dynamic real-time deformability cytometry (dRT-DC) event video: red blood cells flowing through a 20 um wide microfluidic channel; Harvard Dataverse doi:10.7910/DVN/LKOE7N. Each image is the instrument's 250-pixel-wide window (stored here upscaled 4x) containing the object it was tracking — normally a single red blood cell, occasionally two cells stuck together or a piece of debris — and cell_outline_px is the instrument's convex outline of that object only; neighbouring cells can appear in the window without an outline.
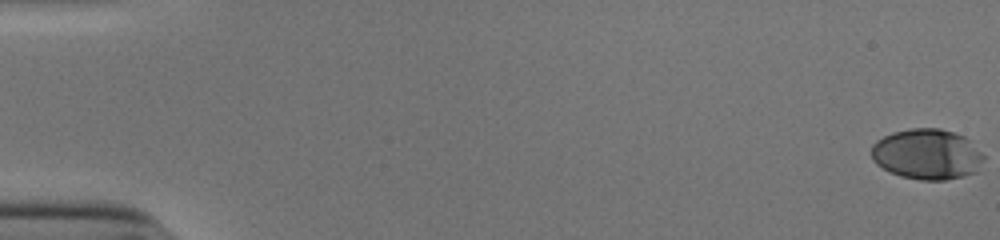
{"species": "human", "species_latin": "Homo sapiens", "temperature_condition": "cold", "stored_images_in_passage": 54, "camera_frame_rate_fps": 3000, "um_per_image_px": 0.085, "donor": {"sex": "male"}, "frame": {"image": 1, "passage_image": 1, "time_ms": 0.0, "image_size_px": [1000, 240], "cell_outline_px": [[984, 160], [976, 172], [964, 176], [944, 180], [920, 180], [900, 176], [876, 164], [872, 160], [872, 144], [876, 140], [892, 132], [912, 128], [940, 128], [964, 136], [984, 156]], "centroid_in_image_um": [78.78, 13.11], "position_along_channel_um": 6.2, "area_um2": 33.0}}
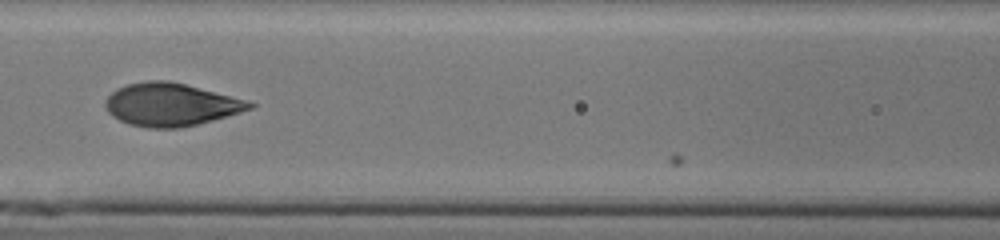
{"frame": {"image": 2, "passage_image": 26, "time_ms": 8.333, "image_size_px": [1000, 240], "cell_outline_px": [[256, 104], [252, 108], [240, 112], [212, 120], [180, 128], [148, 128], [128, 124], [112, 116], [108, 112], [104, 104], [108, 96], [112, 92], [128, 84], [148, 80], [168, 80], [184, 84], [244, 100]], "centroid_in_image_um": [14.46, 8.9], "position_along_channel_um": 152.1, "area_um2": 35.43}}
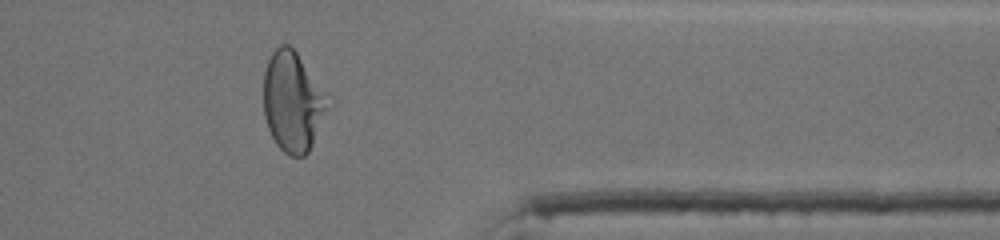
{"frame": {"image": 3, "passage_image": 45, "time_ms": 14.667, "image_size_px": [1000, 240], "cell_outline_px": [[328, 108], [312, 144], [308, 152], [304, 156], [288, 156], [276, 144], [268, 128], [264, 116], [264, 72], [268, 60], [272, 52], [280, 44], [288, 44], [296, 52]], "centroid_in_image_um": [24.78, 8.71], "position_along_channel_um": 386.6, "area_um2": 35.6}, "authors_computed_cell_mechanics": {"area_um2": 35.5181, "velocity_mm_per_s": 3.8982, "shape_relaxation_time_tau1_ms": 3.5554, "shape_relaxation_time_tau2_ms": null, "deformation_change_tau1": 0.1932, "deformation_change_tau2": null}}